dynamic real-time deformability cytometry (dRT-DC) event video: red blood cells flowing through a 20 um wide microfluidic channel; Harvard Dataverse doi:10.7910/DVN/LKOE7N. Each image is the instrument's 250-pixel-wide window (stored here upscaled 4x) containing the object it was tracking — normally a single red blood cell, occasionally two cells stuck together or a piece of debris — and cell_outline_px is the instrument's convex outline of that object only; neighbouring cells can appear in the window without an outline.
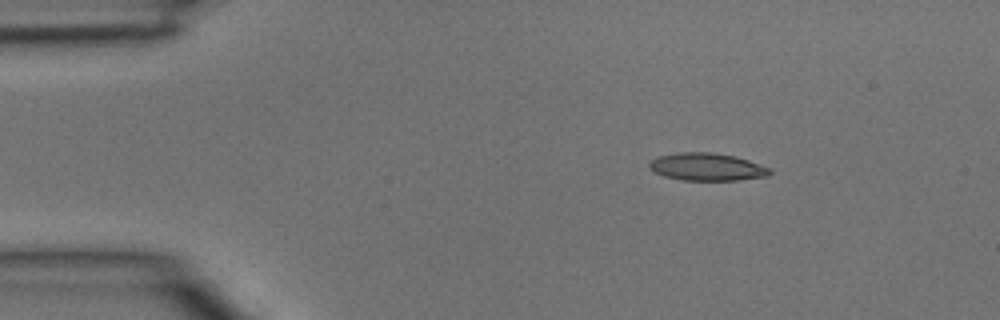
{"species": "common noctule bat (a hibernating species)", "species_latin": "Nyctalus noctula", "temperature_condition": "room temperature", "stored_images_in_passage": 4, "camera_frame_rate_fps": 3000, "um_per_image_px": 0.085, "animal": {"sex": "male", "body_mass_g": 15.6}, "frame": {"image": 1, "passage_image": 1, "time_ms": 0.0, "image_size_px": [1000, 320], "cell_outline_px": [[772, 172], [768, 176], [740, 180], [680, 180], [664, 176], [648, 168], [648, 164], [652, 160], [660, 156], [676, 152], [712, 152], [732, 156], [748, 160], [772, 168]], "centroid_in_image_um": [60.11, 14.19], "position_along_channel_um": 24.9, "area_um2": 19.42}}
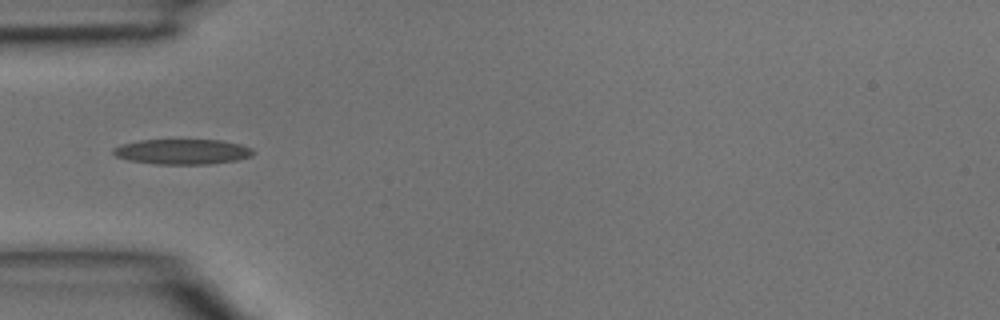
{"frame": {"image": 2, "passage_image": 3, "time_ms": 0.667, "image_size_px": [1000, 320], "cell_outline_px": [[256, 152], [252, 156], [236, 160], [208, 164], [156, 164], [128, 160], [116, 156], [112, 152], [112, 148], [124, 144], [140, 140], [220, 140], [240, 144], [252, 148]], "centroid_in_image_um": [15.52, 12.89], "position_along_channel_um": 69.5, "area_um2": 20.52}}